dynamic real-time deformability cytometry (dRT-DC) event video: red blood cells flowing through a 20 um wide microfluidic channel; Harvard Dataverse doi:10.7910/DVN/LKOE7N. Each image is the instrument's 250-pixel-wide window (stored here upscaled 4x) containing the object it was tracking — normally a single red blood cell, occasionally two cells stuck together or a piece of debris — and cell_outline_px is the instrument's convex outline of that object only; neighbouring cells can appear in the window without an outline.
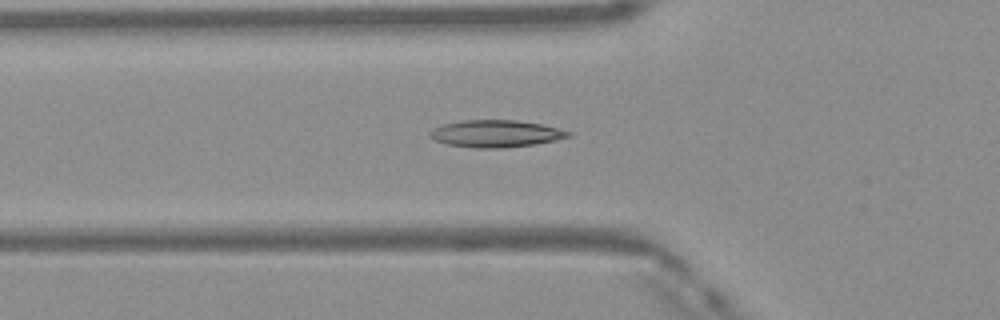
{"species": "Egyptian fruit bat (a non-hibernating species)", "species_latin": "Rousettus aegyptiacus", "temperature_condition": "warm", "stored_images_in_passage": 39, "camera_frame_rate_fps": 3000, "um_per_image_px": 0.085, "frame": {"image": 1, "passage_image": 12, "time_ms": 3.667, "image_size_px": [1000, 320], "cell_outline_px": [[572, 136], [556, 140], [536, 144], [500, 148], [476, 148], [448, 144], [436, 140], [428, 136], [428, 132], [432, 128], [444, 124], [464, 120], [516, 120], [544, 124], [572, 132]], "centroid_in_image_um": [42.17, 11.35], "position_along_channel_um": 83.6, "area_um2": 21.96}}
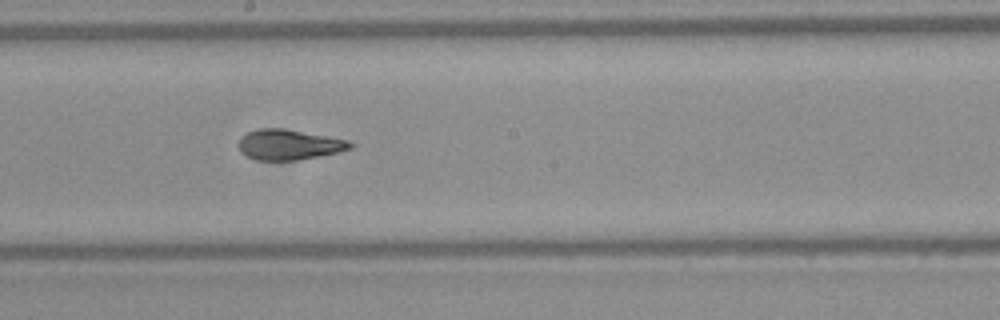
{"frame": {"image": 2, "passage_image": 22, "time_ms": 7.0, "image_size_px": [1000, 320], "cell_outline_px": [[356, 144], [352, 148], [340, 152], [320, 156], [296, 160], [256, 160], [240, 152], [236, 144], [240, 136], [248, 132], [260, 128], [284, 128], [348, 140]], "centroid_in_image_um": [24.55, 12.29], "position_along_channel_um": 223.7, "area_um2": 20.0}}
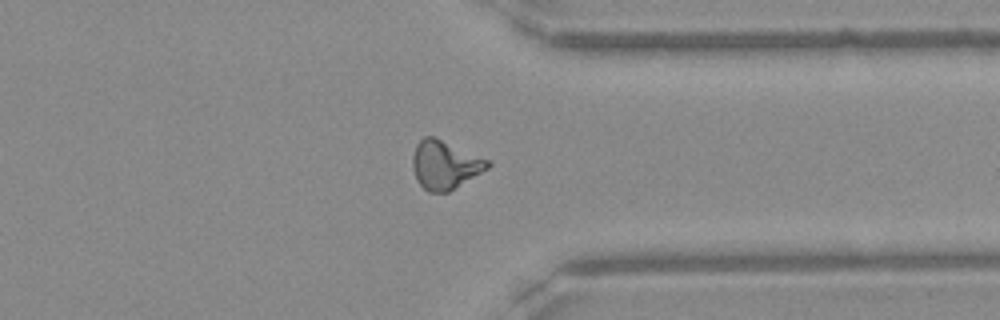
{"frame": {"image": 3, "passage_image": 33, "time_ms": 10.667, "image_size_px": [1000, 320], "cell_outline_px": [[492, 164], [488, 168], [448, 192], [428, 192], [416, 180], [412, 168], [412, 156], [416, 144], [424, 136], [432, 136], [492, 160]], "centroid_in_image_um": [37.81, 14.0], "position_along_channel_um": 373.6, "area_um2": 21.27}}